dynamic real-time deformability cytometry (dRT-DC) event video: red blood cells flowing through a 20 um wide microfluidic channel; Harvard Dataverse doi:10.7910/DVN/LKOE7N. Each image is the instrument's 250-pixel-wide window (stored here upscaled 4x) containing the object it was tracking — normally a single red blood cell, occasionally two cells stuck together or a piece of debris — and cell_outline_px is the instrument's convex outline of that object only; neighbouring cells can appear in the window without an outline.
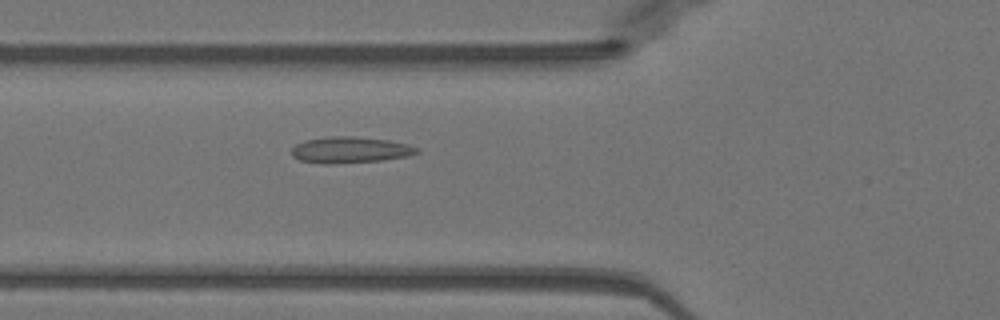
{"species": "Egyptian fruit bat (a non-hibernating species)", "species_latin": "Rousettus aegyptiacus", "temperature_condition": "warm", "stored_images_in_passage": 51, "camera_frame_rate_fps": 3000, "um_per_image_px": 0.085, "animal": {"sex": "female"}, "frame": {"image": 1, "passage_image": 19, "time_ms": 6.0, "image_size_px": [1000, 320], "cell_outline_px": [[420, 152], [408, 156], [384, 160], [332, 164], [320, 164], [300, 160], [292, 156], [292, 148], [296, 144], [304, 140], [332, 136], [356, 136], [388, 140], [408, 144], [420, 148]], "centroid_in_image_um": [29.78, 12.74], "position_along_channel_um": 96.0, "area_um2": 19.36}}
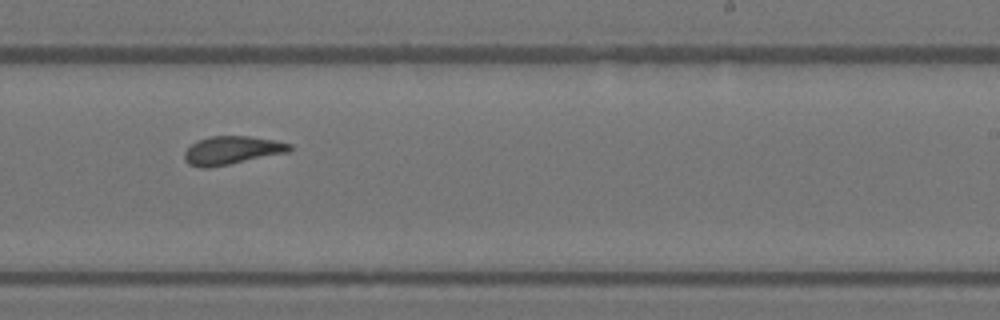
{"frame": {"image": 2, "passage_image": 32, "time_ms": 10.333, "image_size_px": [1000, 320], "cell_outline_px": [[292, 148], [288, 152], [208, 168], [200, 168], [188, 164], [184, 160], [184, 152], [196, 140], [212, 136], [248, 136], [276, 140], [292, 144]], "centroid_in_image_um": [19.68, 12.77], "position_along_channel_um": 269.3, "area_um2": 17.28}}
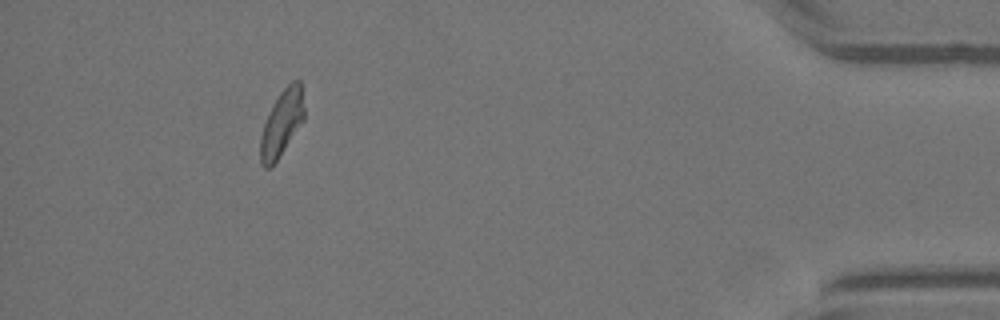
{"frame": {"image": 3, "passage_image": 47, "time_ms": 15.333, "image_size_px": [1000, 320], "cell_outline_px": [[304, 120], [272, 168], [264, 168], [260, 164], [260, 136], [264, 124], [280, 92], [292, 80], [300, 80], [304, 108]], "centroid_in_image_um": [23.95, 10.52], "position_along_channel_um": 411.3, "area_um2": 16.76}, "authors_computed_cell_mechanics": {"area_um2": 17.8024, "velocity_mm_per_s": 3.9938, "shape_relaxation_time_tau1_ms": null, "shape_relaxation_time_tau2_ms": 1.1268, "deformation_change_tau1": null, "deformation_change_tau2": 0.0592}}